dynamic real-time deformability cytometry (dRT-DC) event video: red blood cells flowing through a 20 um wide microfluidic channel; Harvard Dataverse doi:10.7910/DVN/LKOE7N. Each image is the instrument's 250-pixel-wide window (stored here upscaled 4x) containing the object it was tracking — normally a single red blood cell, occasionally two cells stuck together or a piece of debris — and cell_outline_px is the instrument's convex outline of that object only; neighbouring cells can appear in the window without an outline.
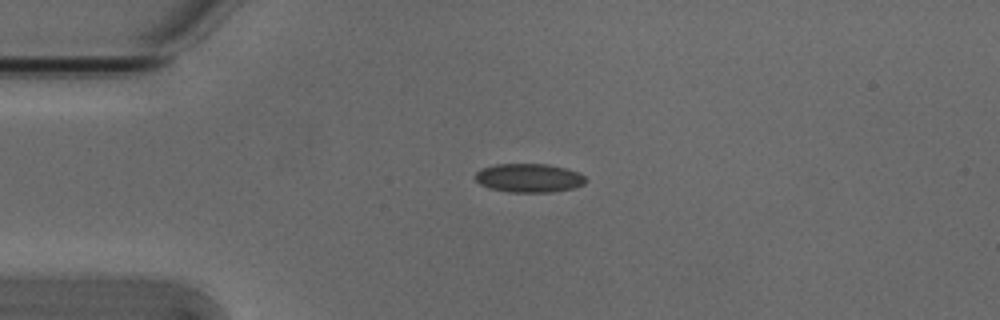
{"species": "Egyptian fruit bat (a non-hibernating species)", "species_latin": "Rousettus aegyptiacus", "temperature_condition": "cold", "stored_images_in_passage": 5, "camera_frame_rate_fps": 3000, "um_per_image_px": 0.085, "animal": {"sex": "male"}, "frame": {"image": 1, "passage_image": 2, "time_ms": 0.333, "image_size_px": [1000, 320], "cell_outline_px": [[584, 184], [576, 188], [552, 192], [508, 192], [488, 188], [480, 184], [472, 176], [480, 168], [496, 164], [548, 164], [564, 168], [576, 172], [584, 176]], "centroid_in_image_um": [44.9, 15.13], "position_along_channel_um": 40.1, "area_um2": 18.61}}
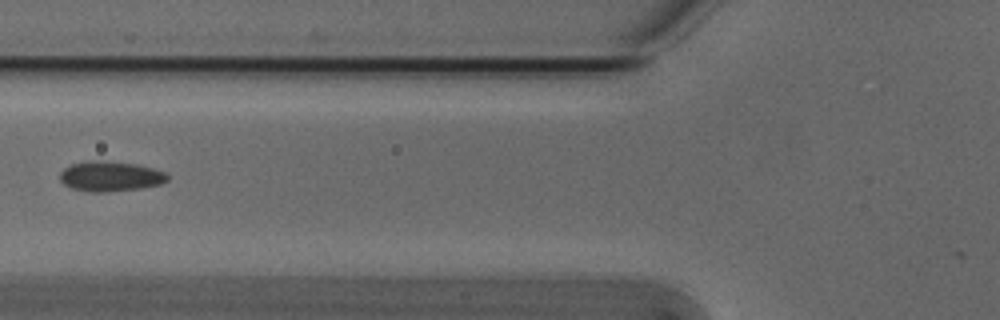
{"frame": {"image": 2, "passage_image": 4, "time_ms": 1.0, "image_size_px": [1000, 320], "cell_outline_px": [[168, 180], [160, 184], [140, 188], [104, 192], [92, 192], [72, 188], [64, 184], [60, 180], [60, 172], [64, 168], [72, 164], [88, 160], [104, 160], [136, 164], [152, 168], [164, 172], [168, 176]], "centroid_in_image_um": [9.36, 14.97], "position_along_channel_um": 116.4, "area_um2": 18.79}}